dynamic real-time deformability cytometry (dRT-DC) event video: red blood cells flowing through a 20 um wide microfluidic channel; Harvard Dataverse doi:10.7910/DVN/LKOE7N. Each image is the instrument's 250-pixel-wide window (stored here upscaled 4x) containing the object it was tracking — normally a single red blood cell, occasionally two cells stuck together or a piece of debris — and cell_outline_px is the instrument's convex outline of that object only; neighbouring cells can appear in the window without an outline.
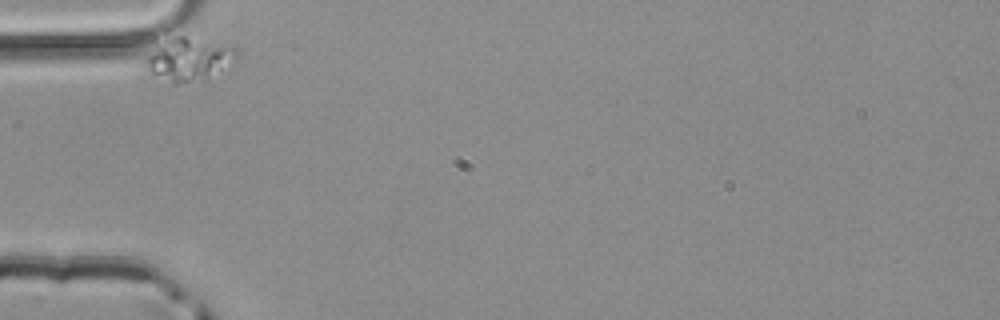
{"species": "common noctule bat (a hibernating species)", "species_latin": "Nyctalus noctula", "temperature_condition": "room temperature", "stored_images_in_passage": 30, "camera_frame_rate_fps": 3000, "um_per_image_px": 0.085, "animal": {"sex": "male", "body_mass_g": 20.4}, "frame": {"image": 1, "passage_image": 1, "time_ms": 0.0, "image_size_px": [1000, 320], "cell_outline_px": [[236, 52], [220, 68], [204, 76], [176, 84], [172, 84], [152, 72], [148, 68], [148, 56], [172, 36], [184, 36], [232, 44], [236, 48]], "centroid_in_image_um": [16.03, 4.97], "position_along_channel_um": 69.0, "area_um2": 20.87}}
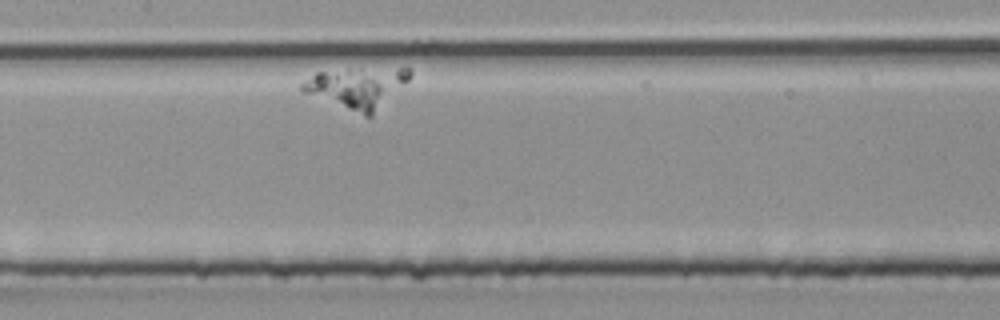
{"frame": {"image": 2, "passage_image": 12, "time_ms": 3.667, "image_size_px": [1000, 320], "cell_outline_px": [[412, 72], [408, 80], [372, 116], [364, 116], [300, 92], [300, 84], [316, 72], [348, 68], [412, 68]], "centroid_in_image_um": [30.3, 7.43], "position_along_channel_um": 177.1, "area_um2": 25.84}}
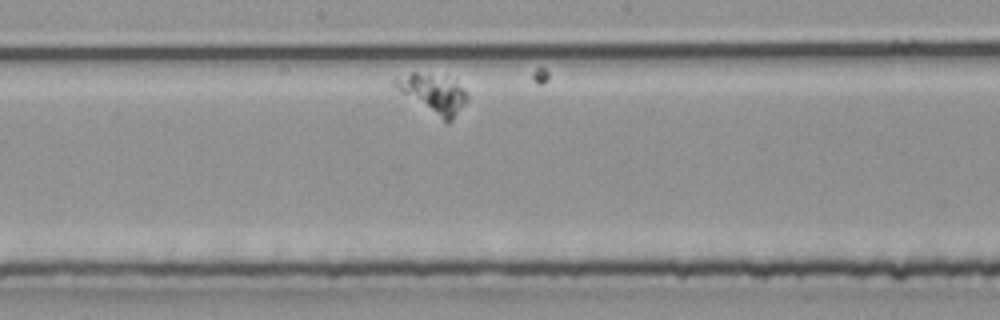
{"frame": {"image": 3, "passage_image": 15, "time_ms": 4.667, "image_size_px": [1000, 320], "cell_outline_px": [[468, 100], [452, 120], [448, 124], [400, 92], [392, 84], [392, 80], [412, 72], [416, 72], [456, 84], [464, 88], [468, 96]], "centroid_in_image_um": [36.81, 8.03], "position_along_channel_um": 211.4, "area_um2": 15.55}}